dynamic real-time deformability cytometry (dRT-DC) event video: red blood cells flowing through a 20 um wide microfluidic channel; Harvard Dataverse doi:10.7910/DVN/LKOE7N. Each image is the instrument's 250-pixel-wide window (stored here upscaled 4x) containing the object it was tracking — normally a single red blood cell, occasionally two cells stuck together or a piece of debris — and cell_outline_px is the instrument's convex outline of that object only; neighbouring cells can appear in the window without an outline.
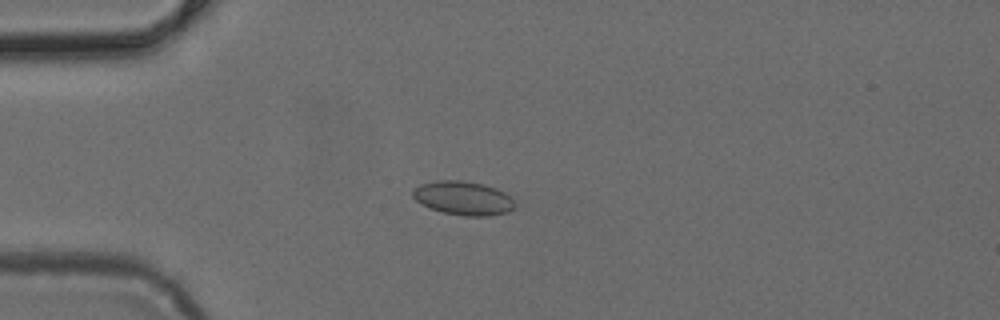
{"species": "common noctule bat (a hibernating species)", "species_latin": "Nyctalus noctula", "temperature_condition": "cold", "stored_images_in_passage": 4, "camera_frame_rate_fps": 3000, "um_per_image_px": 0.085, "animal": {"sex": "female", "body_mass_g": 24.6, "forearm_length_mm": 56.2}, "frame": {"image": 1, "passage_image": 4, "time_ms": 1.0, "image_size_px": [1000, 320], "cell_outline_px": [[512, 208], [508, 212], [488, 216], [464, 216], [444, 212], [420, 204], [412, 196], [412, 192], [420, 184], [436, 180], [460, 180], [484, 184], [496, 188], [504, 192], [512, 200]], "centroid_in_image_um": [39.34, 16.83], "position_along_channel_um": 45.7, "area_um2": 19.88}}